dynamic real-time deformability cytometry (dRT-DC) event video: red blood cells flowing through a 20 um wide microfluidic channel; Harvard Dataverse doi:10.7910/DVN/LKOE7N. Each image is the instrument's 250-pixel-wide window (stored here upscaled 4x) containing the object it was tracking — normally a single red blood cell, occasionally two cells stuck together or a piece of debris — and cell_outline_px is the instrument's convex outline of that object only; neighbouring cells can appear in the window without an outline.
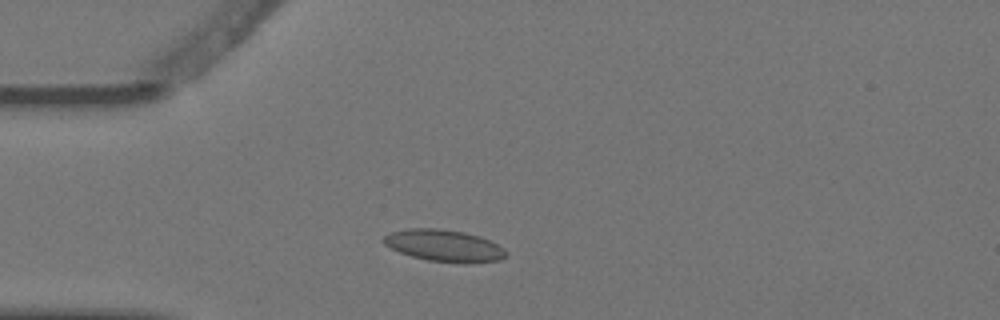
{"species": "Egyptian fruit bat (a non-hibernating species)", "species_latin": "Rousettus aegyptiacus", "temperature_condition": "warm", "stored_images_in_passage": 5, "camera_frame_rate_fps": 3000, "um_per_image_px": 0.085, "animal": {"sex": "female"}, "frame": {"image": 1, "passage_image": 2, "time_ms": 0.333, "image_size_px": [1000, 320], "cell_outline_px": [[508, 252], [500, 260], [428, 260], [412, 256], [400, 252], [384, 244], [380, 240], [384, 236], [392, 232], [408, 228], [436, 228], [464, 232], [480, 236], [504, 248]], "centroid_in_image_um": [37.67, 20.82], "position_along_channel_um": 47.3, "area_um2": 21.68}}
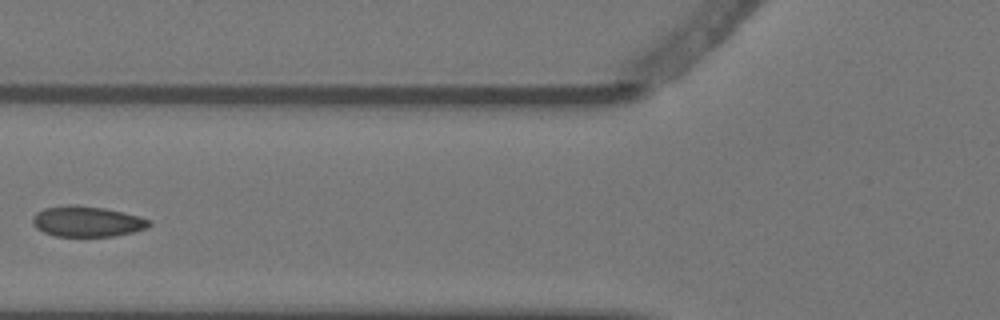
{"frame": {"image": 2, "passage_image": 4, "time_ms": 1.0, "image_size_px": [1000, 320], "cell_outline_px": [[152, 224], [148, 228], [132, 232], [112, 236], [52, 236], [36, 228], [32, 224], [32, 216], [36, 212], [44, 208], [104, 208], [124, 212], [140, 216], [152, 220]], "centroid_in_image_um": [7.45, 18.87], "position_along_channel_um": 118.3, "area_um2": 20.11}}
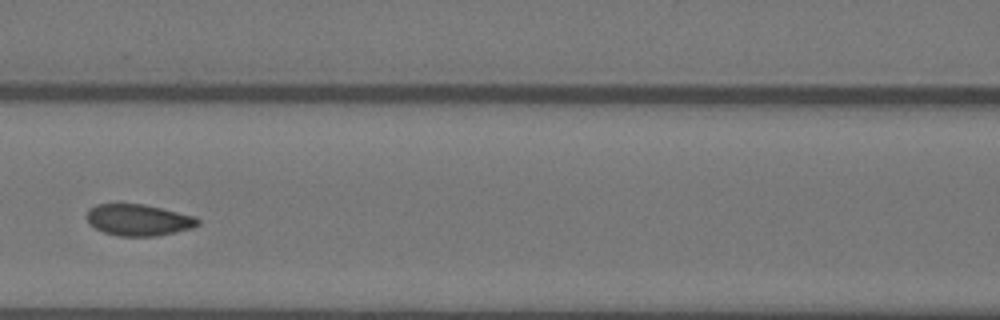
{"frame": {"image": 3, "passage_image": 5, "time_ms": 1.333, "image_size_px": [1000, 320], "cell_outline_px": [[200, 224], [192, 228], [156, 236], [116, 236], [104, 232], [96, 228], [88, 220], [88, 212], [96, 204], [144, 204], [196, 216], [200, 220]], "centroid_in_image_um": [11.83, 18.7], "position_along_channel_um": 154.8, "area_um2": 20.17}}